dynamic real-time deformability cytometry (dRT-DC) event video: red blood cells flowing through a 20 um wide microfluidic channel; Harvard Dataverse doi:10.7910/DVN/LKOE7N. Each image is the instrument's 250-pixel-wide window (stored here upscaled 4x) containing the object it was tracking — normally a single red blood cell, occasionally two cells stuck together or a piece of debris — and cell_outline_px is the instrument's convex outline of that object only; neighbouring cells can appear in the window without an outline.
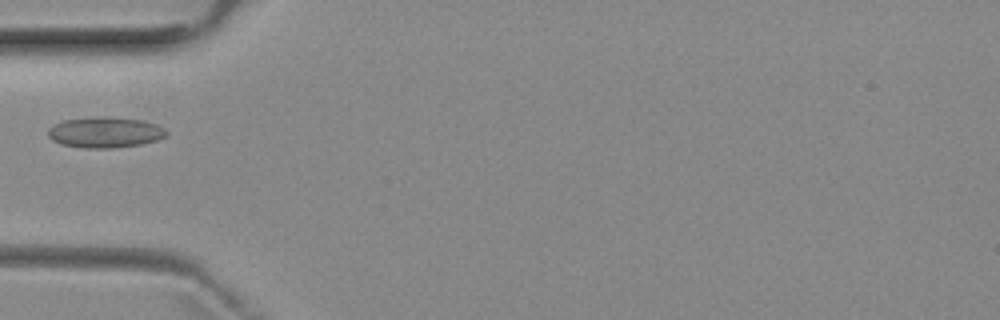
{"species": "common noctule bat (a hibernating species)", "species_latin": "Nyctalus noctula", "temperature_condition": "room temperature", "stored_images_in_passage": 4, "camera_frame_rate_fps": 3000, "um_per_image_px": 0.085, "animal": {"sex": "female", "body_mass_g": 29.2, "forearm_length_mm": 56.3}, "frame": {"image": 1, "passage_image": 3, "time_ms": 2.333, "image_size_px": [1000, 320], "cell_outline_px": [[168, 136], [156, 140], [140, 144], [112, 148], [84, 148], [60, 144], [52, 140], [48, 136], [48, 128], [52, 124], [64, 120], [92, 116], [108, 116], [140, 120], [156, 124], [164, 128], [168, 132]], "centroid_in_image_um": [8.9, 11.24], "position_along_channel_um": 76.1, "area_um2": 21.44}}
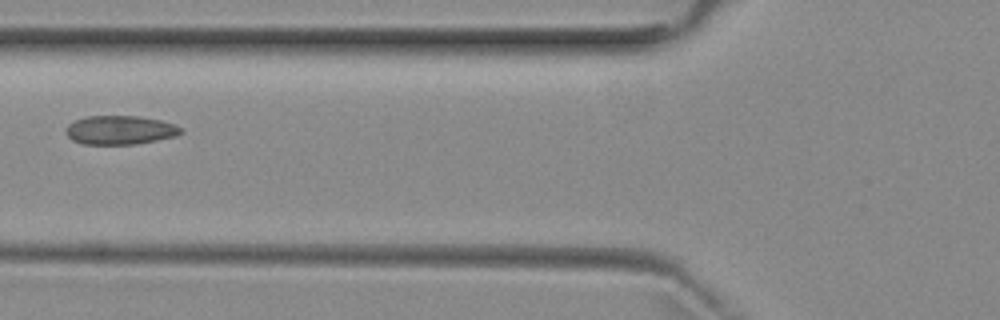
{"frame": {"image": 2, "passage_image": 4, "time_ms": 3.333, "image_size_px": [1000, 320], "cell_outline_px": [[184, 132], [176, 136], [136, 144], [84, 144], [72, 140], [64, 132], [64, 128], [68, 124], [84, 116], [140, 116], [160, 120], [176, 124]], "centroid_in_image_um": [10.19, 11.05], "position_along_channel_um": 115.6, "area_um2": 19.48}}